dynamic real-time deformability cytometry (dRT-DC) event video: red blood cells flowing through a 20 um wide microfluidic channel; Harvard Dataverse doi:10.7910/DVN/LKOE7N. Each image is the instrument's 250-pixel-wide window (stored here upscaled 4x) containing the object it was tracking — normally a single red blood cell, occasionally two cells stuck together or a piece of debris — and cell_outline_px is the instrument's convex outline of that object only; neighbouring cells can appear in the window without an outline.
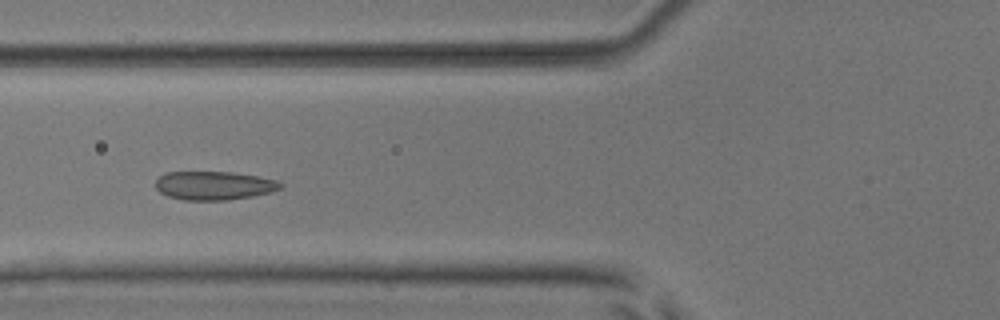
{"species": "common noctule bat (a hibernating species)", "species_latin": "Nyctalus noctula", "temperature_condition": "room temperature", "stored_images_in_passage": 44, "camera_frame_rate_fps": 3000, "um_per_image_px": 0.085, "animal": {"sex": "male", "body_mass_g": 17.9, "forearm_length_mm": 54.2}, "frame": {"image": 1, "passage_image": 11, "time_ms": 3.333, "image_size_px": [1000, 320], "cell_outline_px": [[284, 184], [280, 188], [272, 192], [252, 196], [228, 200], [184, 200], [168, 196], [160, 192], [156, 188], [156, 180], [164, 172], [232, 172], [256, 176], [276, 180]], "centroid_in_image_um": [18.18, 15.77], "position_along_channel_um": 107.6, "area_um2": 20.81}}
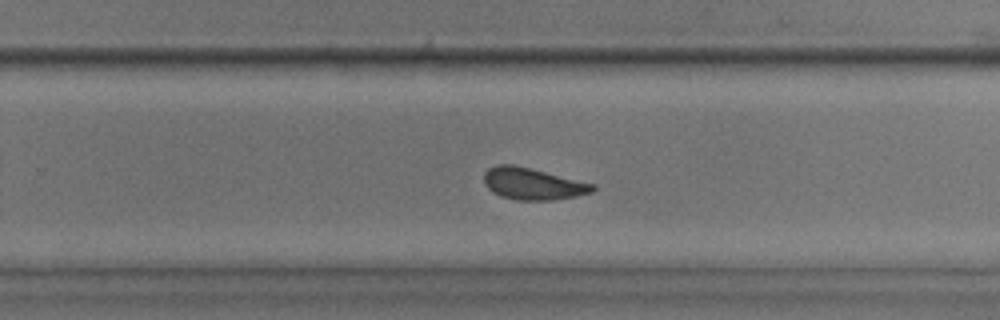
{"frame": {"image": 2, "passage_image": 25, "time_ms": 8.0, "image_size_px": [1000, 320], "cell_outline_px": [[596, 188], [592, 192], [576, 196], [552, 200], [516, 200], [500, 196], [492, 192], [484, 184], [484, 172], [488, 168], [496, 164], [512, 164], [596, 184]], "centroid_in_image_um": [45.26, 15.62], "position_along_channel_um": 284.5, "area_um2": 20.17}}
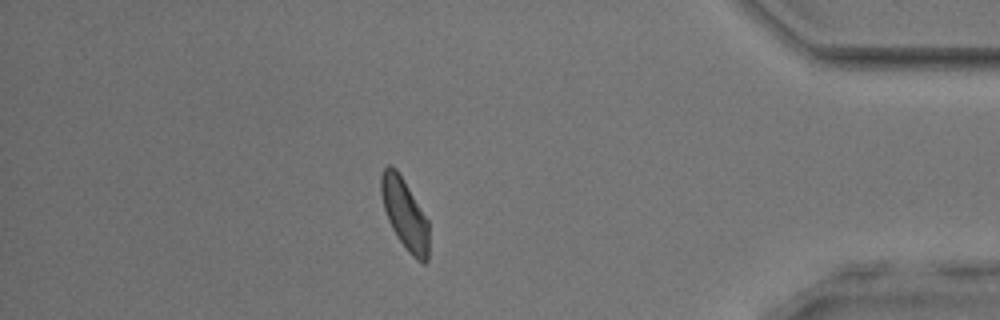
{"frame": {"image": 3, "passage_image": 37, "time_ms": 12.0, "image_size_px": [1000, 320], "cell_outline_px": [[428, 260], [424, 264], [412, 256], [408, 252], [392, 228], [388, 220], [384, 208], [380, 192], [380, 176], [384, 168], [388, 164], [392, 164], [396, 168], [404, 180], [428, 220]], "centroid_in_image_um": [34.39, 18.15], "position_along_channel_um": 400.8, "area_um2": 19.59}, "authors_computed_cell_mechanics": {"area_um2": 20.23, "velocity_mm_per_s": 3.8075, "shape_relaxation_time_tau1_ms": 3.2037, "shape_relaxation_time_tau2_ms": 1.7265, "deformation_change_tau1": 0.0852, "deformation_change_tau2": 0.0678}}